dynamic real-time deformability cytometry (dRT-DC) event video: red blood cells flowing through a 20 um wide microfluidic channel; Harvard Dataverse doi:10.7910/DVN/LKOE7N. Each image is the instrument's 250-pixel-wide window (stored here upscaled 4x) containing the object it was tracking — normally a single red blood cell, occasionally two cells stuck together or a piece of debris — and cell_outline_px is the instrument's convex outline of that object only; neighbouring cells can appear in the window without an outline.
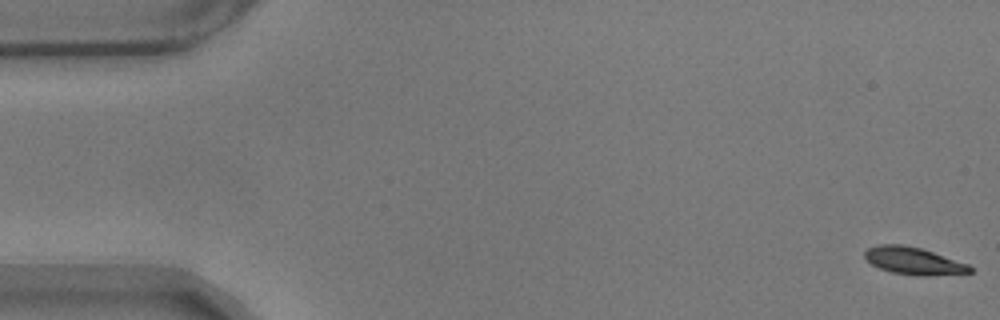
{"species": "common noctule bat (a hibernating species)", "species_latin": "Nyctalus noctula", "temperature_condition": "warm", "stored_images_in_passage": 11, "camera_frame_rate_fps": 3000, "um_per_image_px": 0.085, "animal": {"sex": "male", "body_mass_g": 17.9}, "frame": {"image": 1, "passage_image": 1, "time_ms": 0.0, "image_size_px": [1000, 320], "cell_outline_px": [[972, 272], [924, 276], [920, 276], [892, 272], [880, 268], [872, 264], [864, 256], [864, 252], [868, 248], [876, 244], [904, 244], [920, 248], [968, 264], [972, 268]], "centroid_in_image_um": [77.62, 22.16], "position_along_channel_um": 7.4, "area_um2": 16.53}}